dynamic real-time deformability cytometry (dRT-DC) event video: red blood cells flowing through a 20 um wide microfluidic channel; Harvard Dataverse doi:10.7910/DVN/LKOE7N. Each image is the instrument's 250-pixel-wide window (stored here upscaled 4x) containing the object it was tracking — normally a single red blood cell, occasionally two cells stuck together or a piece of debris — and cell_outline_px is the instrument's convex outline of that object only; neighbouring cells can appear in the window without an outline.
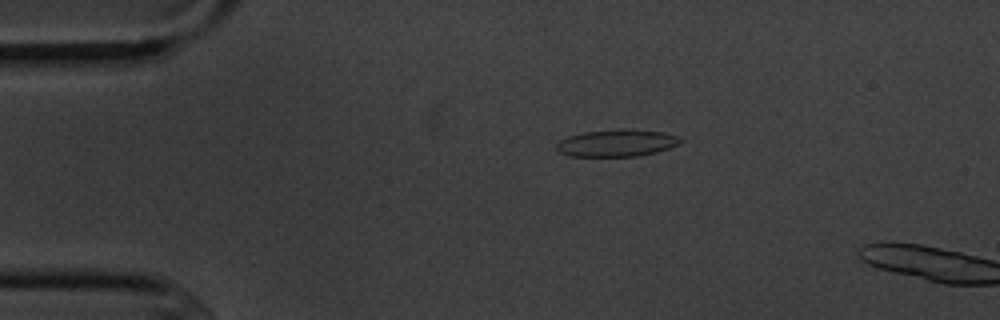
{"species": "common noctule bat (a hibernating species)", "species_latin": "Nyctalus noctula", "temperature_condition": "cold", "stored_images_in_passage": 4, "camera_frame_rate_fps": 3000, "um_per_image_px": 0.085, "animal": {"sex": "male", "body_mass_g": 20.1, "forearm_length_mm": 53.5}, "frame": {"image": 1, "passage_image": 3, "time_ms": 3.333, "image_size_px": [1000, 320], "cell_outline_px": [[684, 140], [668, 148], [656, 152], [636, 156], [568, 156], [560, 152], [556, 148], [556, 144], [560, 140], [568, 136], [584, 132], [620, 128], [624, 128], [660, 132], [676, 136]], "centroid_in_image_um": [52.38, 12.15], "position_along_channel_um": 32.6, "area_um2": 19.42}}